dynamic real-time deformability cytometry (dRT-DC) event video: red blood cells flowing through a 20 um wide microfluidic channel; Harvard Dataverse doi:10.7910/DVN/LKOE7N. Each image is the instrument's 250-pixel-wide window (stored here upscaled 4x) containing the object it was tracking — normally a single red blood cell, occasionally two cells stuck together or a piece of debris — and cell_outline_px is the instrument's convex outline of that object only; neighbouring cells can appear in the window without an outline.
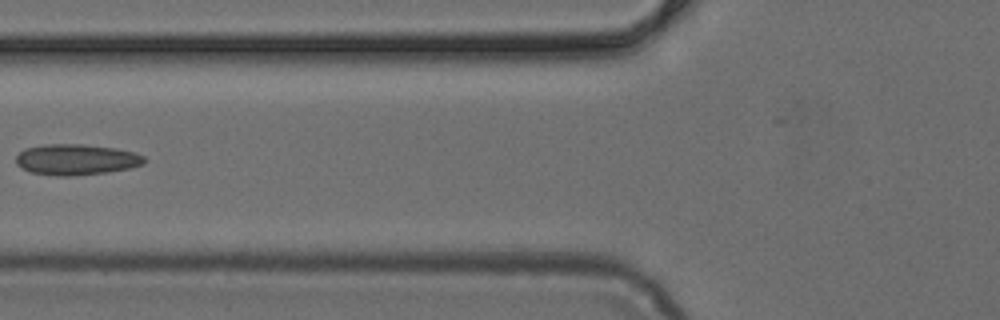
{"species": "common noctule bat (a hibernating species)", "species_latin": "Nyctalus noctula", "temperature_condition": "cold", "stored_images_in_passage": 5, "camera_frame_rate_fps": 3000, "um_per_image_px": 0.085, "animal": {"sex": "female", "body_mass_g": 24.6, "forearm_length_mm": 56.2}, "frame": {"image": 1, "passage_image": 5, "time_ms": 1.333, "image_size_px": [1000, 320], "cell_outline_px": [[148, 160], [144, 164], [128, 168], [108, 172], [72, 176], [56, 176], [32, 172], [20, 168], [16, 164], [16, 156], [24, 148], [44, 144], [84, 144], [116, 148], [132, 152], [144, 156]], "centroid_in_image_um": [6.47, 13.56], "position_along_channel_um": 119.3, "area_um2": 23.24}}